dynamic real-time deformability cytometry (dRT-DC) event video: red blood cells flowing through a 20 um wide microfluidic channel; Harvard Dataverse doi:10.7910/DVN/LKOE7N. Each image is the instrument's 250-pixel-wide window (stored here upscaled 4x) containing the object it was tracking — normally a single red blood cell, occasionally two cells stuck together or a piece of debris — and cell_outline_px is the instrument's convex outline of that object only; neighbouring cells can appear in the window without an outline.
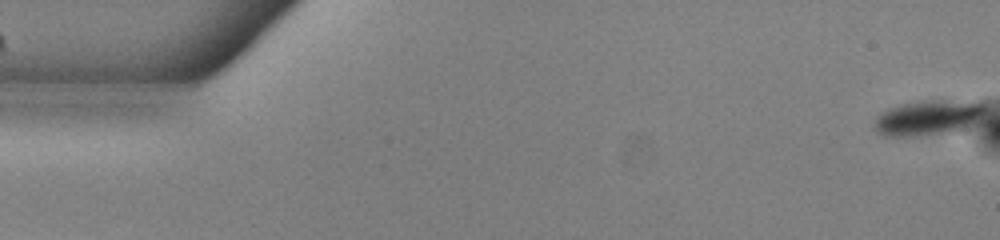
{"species": "common noctule bat (a hibernating species)", "species_latin": "Nyctalus noctula", "temperature_condition": "warm", "stored_images_in_passage": 54, "camera_frame_rate_fps": 3000, "um_per_image_px": 0.085, "animal": {"sex": "male", "body_mass_g": 13.0, "forearm_length_mm": 53.1}, "frame": {"image": 1, "passage_image": 1, "time_ms": 0.0, "image_size_px": [1000, 240], "cell_outline_px": [[984, 112], [968, 124], [952, 132], [916, 136], [884, 136], [876, 132], [876, 116], [888, 108], [920, 100], [984, 100]], "centroid_in_image_um": [78.88, 9.97], "position_along_channel_um": 6.1, "area_um2": 22.48}}
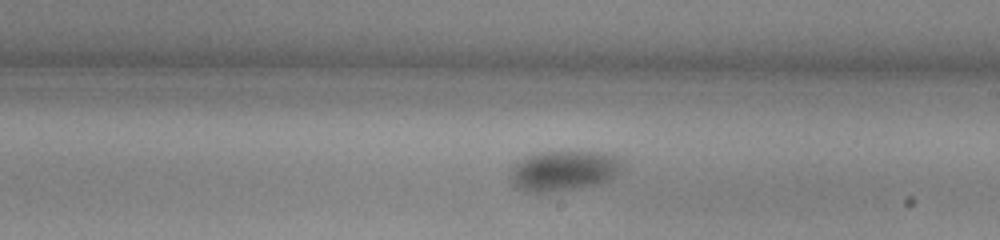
{"frame": {"image": 2, "passage_image": 31, "time_ms": 10.0, "image_size_px": [1000, 240], "cell_outline_px": [[624, 168], [608, 180], [600, 184], [544, 192], [524, 192], [512, 180], [512, 168], [524, 156], [536, 152], [604, 152], [620, 156], [624, 164]], "centroid_in_image_um": [47.99, 14.48], "position_along_channel_um": 241.0, "area_um2": 26.07}}
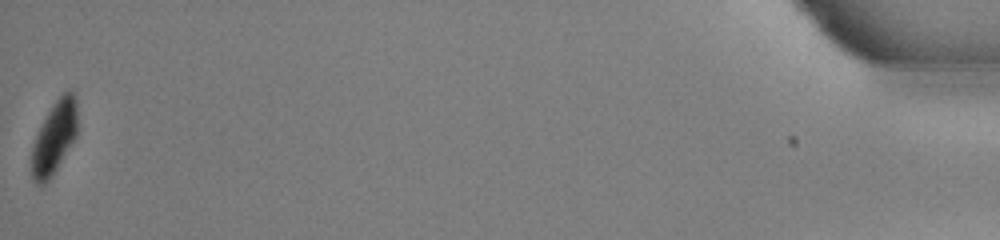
{"frame": {"image": 3, "passage_image": 54, "time_ms": 17.667, "image_size_px": [1000, 240], "cell_outline_px": [[76, 136], [52, 176], [44, 184], [36, 184], [32, 180], [32, 148], [36, 136], [52, 104], [68, 88], [76, 96]], "centroid_in_image_um": [4.61, 11.69], "position_along_channel_um": 430.6, "area_um2": 18.96}, "authors_computed_cell_mechanics": {"area_um2": 25.143, "velocity_mm_per_s": 3.8323, "shape_relaxation_time_tau1_ms": 3.8554, "shape_relaxation_time_tau2_ms": null, "deformation_change_tau1": 0.081, "deformation_change_tau2": null}}